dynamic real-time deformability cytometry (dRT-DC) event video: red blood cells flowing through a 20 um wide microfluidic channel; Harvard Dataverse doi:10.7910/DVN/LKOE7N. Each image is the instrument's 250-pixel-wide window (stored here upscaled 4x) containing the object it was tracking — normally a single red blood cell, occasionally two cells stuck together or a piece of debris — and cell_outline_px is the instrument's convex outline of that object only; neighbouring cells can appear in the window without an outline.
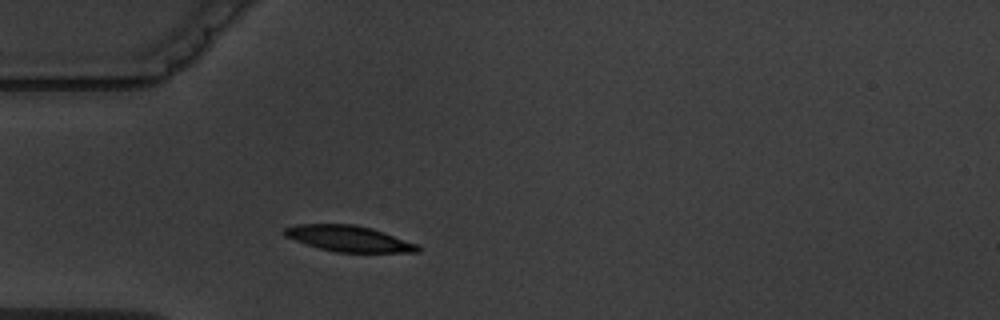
{"species": "common noctule bat (a hibernating species)", "species_latin": "Nyctalus noctula", "temperature_condition": "warm", "stored_images_in_passage": 2, "camera_frame_rate_fps": 3000, "um_per_image_px": 0.085, "animal": {"sex": "male", "body_mass_g": 19.5, "forearm_length_mm": 54.6}, "frame": {"image": 1, "passage_image": 2, "time_ms": 1.0, "image_size_px": [1000, 320], "cell_outline_px": [[420, 252], [336, 252], [320, 248], [284, 236], [280, 232], [284, 228], [296, 224], [352, 224], [372, 228], [384, 232], [416, 244], [420, 248]], "centroid_in_image_um": [29.61, 20.27], "position_along_channel_um": 55.4, "area_um2": 19.94}}